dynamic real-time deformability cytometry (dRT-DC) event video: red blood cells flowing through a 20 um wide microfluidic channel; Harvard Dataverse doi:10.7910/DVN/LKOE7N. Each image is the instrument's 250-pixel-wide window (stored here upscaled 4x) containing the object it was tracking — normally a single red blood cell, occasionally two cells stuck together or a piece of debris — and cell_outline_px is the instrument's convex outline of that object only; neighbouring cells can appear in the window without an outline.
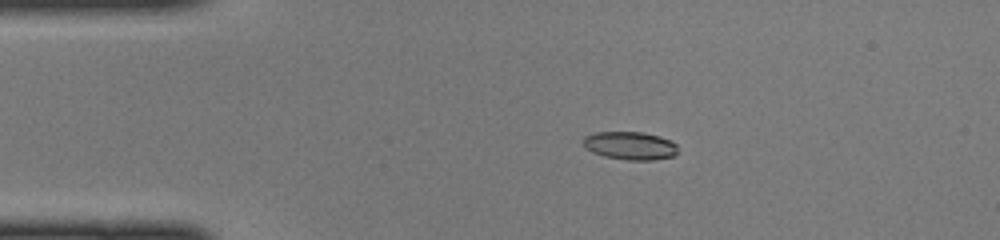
{"species": "common noctule bat (a hibernating species)", "species_latin": "Nyctalus noctula", "temperature_condition": "cold", "stored_images_in_passage": 43, "camera_frame_rate_fps": 3000, "um_per_image_px": 0.085, "animal": {"sex": "female", "body_mass_g": 22.0, "forearm_length_mm": 56.7}, "frame": {"image": 1, "passage_image": 5, "time_ms": 1.333, "image_size_px": [1000, 240], "cell_outline_px": [[676, 156], [652, 160], [628, 160], [604, 156], [592, 152], [584, 148], [584, 136], [596, 132], [644, 132], [660, 136], [676, 144]], "centroid_in_image_um": [53.55, 12.38], "position_along_channel_um": 31.5, "area_um2": 15.49}}
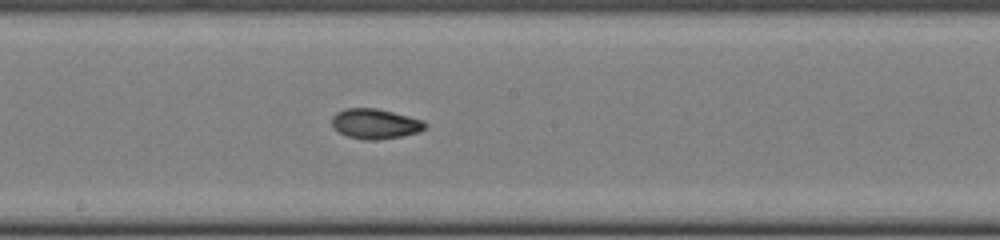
{"frame": {"image": 2, "passage_image": 21, "time_ms": 6.667, "image_size_px": [1000, 240], "cell_outline_px": [[428, 124], [420, 132], [400, 136], [376, 140], [364, 140], [348, 136], [332, 128], [332, 116], [336, 112], [344, 108], [376, 108], [424, 120]], "centroid_in_image_um": [31.88, 10.52], "position_along_channel_um": 216.3, "area_um2": 16.36}}
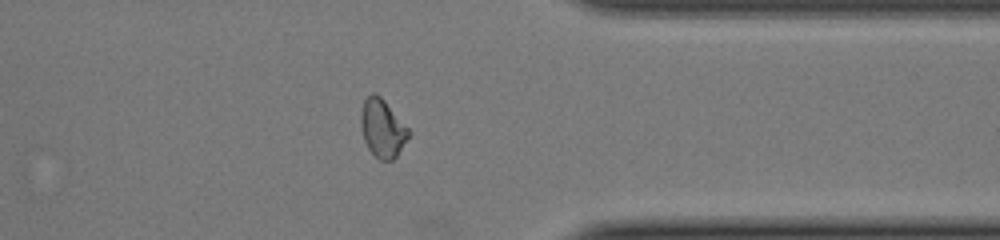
{"frame": {"image": 3, "passage_image": 33, "time_ms": 10.667, "image_size_px": [1000, 240], "cell_outline_px": [[408, 136], [396, 156], [392, 160], [380, 160], [368, 148], [364, 140], [360, 124], [360, 112], [364, 100], [372, 92], [376, 92], [384, 100], [408, 128]], "centroid_in_image_um": [32.46, 10.87], "position_along_channel_um": 378.9, "area_um2": 15.84}}